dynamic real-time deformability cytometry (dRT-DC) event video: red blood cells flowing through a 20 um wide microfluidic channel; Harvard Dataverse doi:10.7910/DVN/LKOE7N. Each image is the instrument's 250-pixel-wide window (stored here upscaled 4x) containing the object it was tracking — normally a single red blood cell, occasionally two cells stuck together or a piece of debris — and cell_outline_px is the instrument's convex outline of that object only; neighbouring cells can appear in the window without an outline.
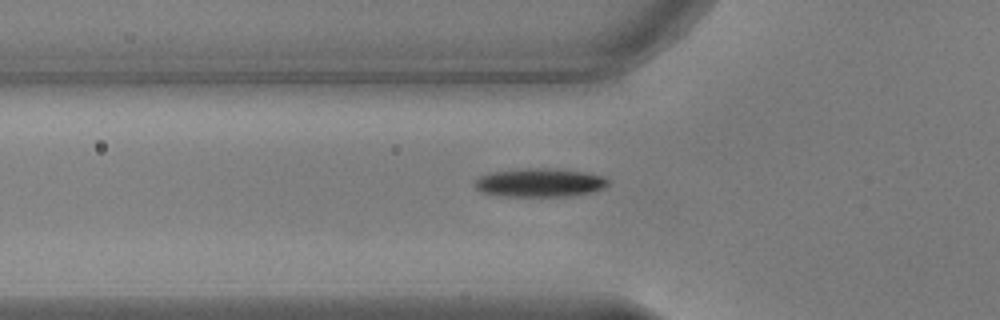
{"species": "common noctule bat (a hibernating species)", "species_latin": "Nyctalus noctula", "temperature_condition": "warm", "stored_images_in_passage": 36, "camera_frame_rate_fps": 3000, "um_per_image_px": 0.085, "animal": {"sex": "male", "body_mass_g": 17.9, "forearm_length_mm": 54.2}, "frame": {"image": 1, "passage_image": 4, "time_ms": 1.0, "image_size_px": [1000, 320], "cell_outline_px": [[608, 184], [604, 188], [592, 192], [572, 196], [496, 196], [480, 192], [476, 188], [476, 180], [480, 176], [492, 172], [516, 168], [556, 168], [588, 172], [604, 176], [608, 180]], "centroid_in_image_um": [45.89, 15.51], "position_along_channel_um": 79.9, "area_um2": 22.6}}
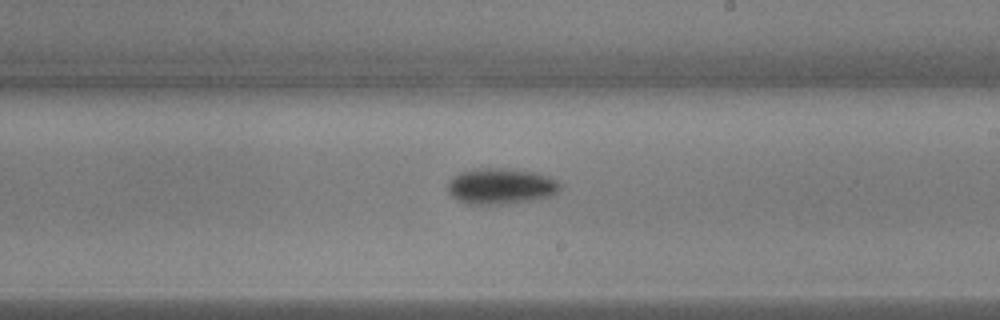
{"frame": {"image": 2, "passage_image": 17, "time_ms": 5.333, "image_size_px": [1000, 320], "cell_outline_px": [[560, 188], [552, 196], [540, 200], [508, 204], [468, 204], [456, 200], [448, 192], [448, 184], [460, 172], [476, 168], [504, 168], [532, 172], [548, 176], [556, 180], [560, 184]], "centroid_in_image_um": [42.6, 15.85], "position_along_channel_um": 246.4, "area_um2": 23.64}}
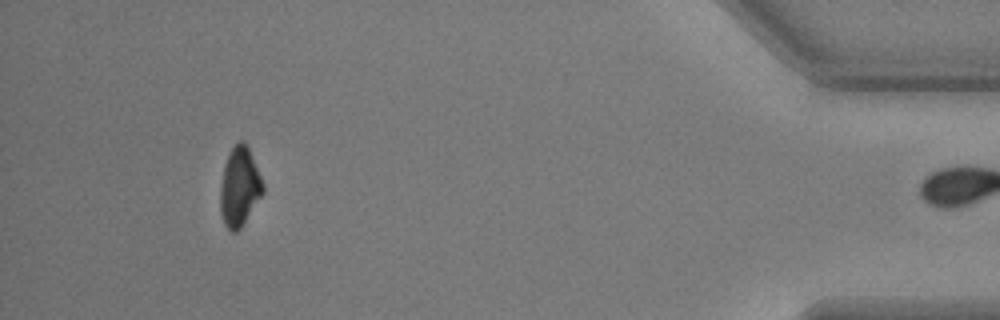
{"frame": {"image": 3, "passage_image": 35, "time_ms": 11.333, "image_size_px": [1000, 320], "cell_outline_px": [[264, 192], [240, 228], [236, 232], [228, 232], [224, 224], [220, 212], [220, 188], [224, 164], [228, 152], [240, 140], [244, 140], [248, 148], [264, 184]], "centroid_in_image_um": [20.34, 15.9], "position_along_channel_um": 414.9, "area_um2": 19.65}, "authors_computed_cell_mechanics": {"area_um2": 21.7039, "velocity_mm_per_s": 3.8277, "shape_relaxation_time_tau1_ms": 2.5177, "shape_relaxation_time_tau2_ms": null, "deformation_change_tau1": 0.1413, "deformation_change_tau2": null}}